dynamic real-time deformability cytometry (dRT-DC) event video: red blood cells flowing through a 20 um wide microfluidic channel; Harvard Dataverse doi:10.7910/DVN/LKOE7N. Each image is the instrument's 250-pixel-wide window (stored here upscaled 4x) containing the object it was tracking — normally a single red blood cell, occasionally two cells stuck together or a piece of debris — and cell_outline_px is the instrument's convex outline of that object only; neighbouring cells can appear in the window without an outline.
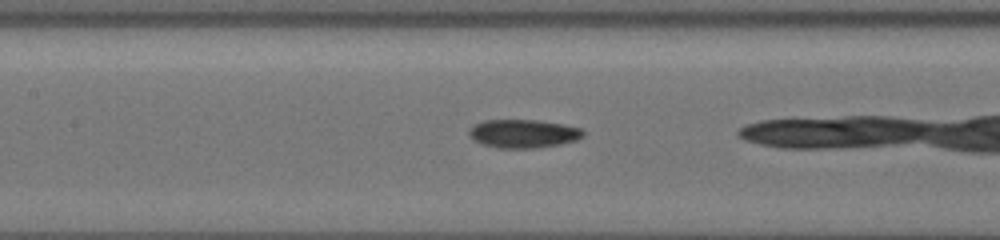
{"species": "common noctule bat (a hibernating species)", "species_latin": "Nyctalus noctula", "temperature_condition": "cold", "stored_images_in_passage": 65, "camera_frame_rate_fps": 3000, "um_per_image_px": 0.085, "animal": {"sex": "female", "body_mass_g": 19.5, "forearm_length_mm": 54.1}, "frame": {"image": 1, "passage_image": 33, "time_ms": 8.333, "image_size_px": [1000, 240], "cell_outline_px": [[584, 136], [576, 140], [560, 144], [532, 148], [500, 148], [484, 144], [476, 140], [468, 132], [468, 128], [472, 124], [484, 120], [536, 120], [564, 124], [584, 128]], "centroid_in_image_um": [44.51, 11.34], "position_along_channel_um": 162.9, "area_um2": 18.9}}
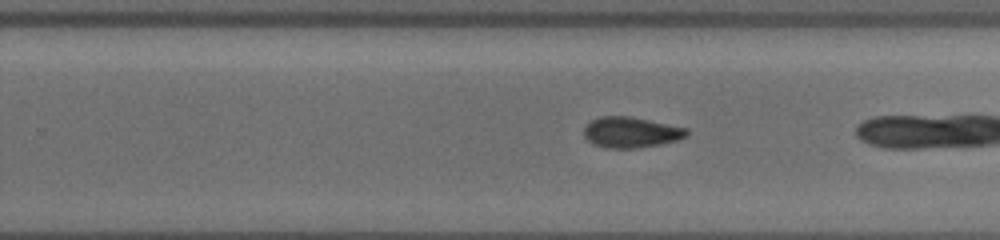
{"frame": {"image": 2, "passage_image": 49, "time_ms": 11.333, "image_size_px": [1000, 240], "cell_outline_px": [[688, 136], [676, 140], [660, 144], [632, 148], [608, 148], [596, 144], [588, 140], [584, 136], [584, 128], [592, 120], [600, 116], [628, 116], [688, 128]], "centroid_in_image_um": [53.64, 11.24], "position_along_channel_um": 276.2, "area_um2": 18.09}}
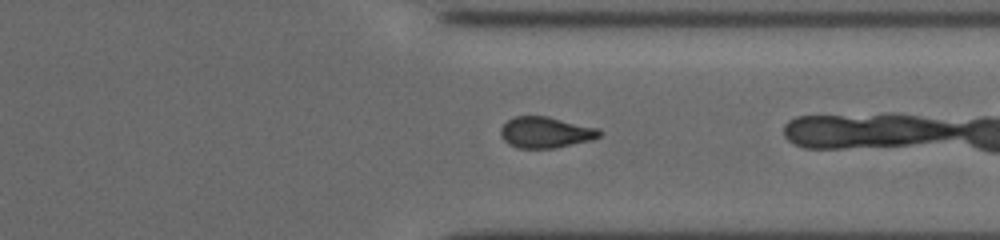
{"frame": {"image": 3, "passage_image": 62, "time_ms": 13.667, "image_size_px": [1000, 240], "cell_outline_px": [[600, 136], [592, 140], [552, 148], [520, 148], [508, 144], [500, 136], [500, 128], [508, 120], [516, 116], [548, 116], [600, 128]], "centroid_in_image_um": [46.37, 11.24], "position_along_channel_um": 365.0, "area_um2": 17.92}}